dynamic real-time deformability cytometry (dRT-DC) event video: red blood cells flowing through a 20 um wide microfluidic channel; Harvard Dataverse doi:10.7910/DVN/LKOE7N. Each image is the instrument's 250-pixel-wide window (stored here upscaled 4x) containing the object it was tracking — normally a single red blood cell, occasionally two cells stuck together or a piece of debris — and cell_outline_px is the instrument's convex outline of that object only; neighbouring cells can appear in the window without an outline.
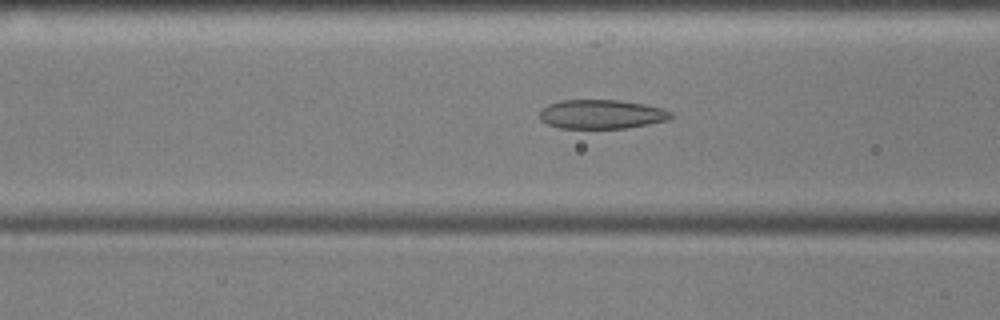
{"species": "common noctule bat (a hibernating species)", "species_latin": "Nyctalus noctula", "temperature_condition": "cold", "stored_images_in_passage": 54, "camera_frame_rate_fps": 3000, "um_per_image_px": 0.085, "animal": {"sex": "male", "body_mass_g": 17.9, "forearm_length_mm": 54.2}, "frame": {"image": 1, "passage_image": 19, "time_ms": 6.0, "image_size_px": [1000, 320], "cell_outline_px": [[672, 116], [668, 120], [628, 128], [560, 128], [548, 124], [540, 120], [540, 112], [548, 104], [560, 100], [620, 100], [644, 104], [664, 108], [672, 112]], "centroid_in_image_um": [51.15, 9.71], "position_along_channel_um": 115.4, "area_um2": 22.31}}
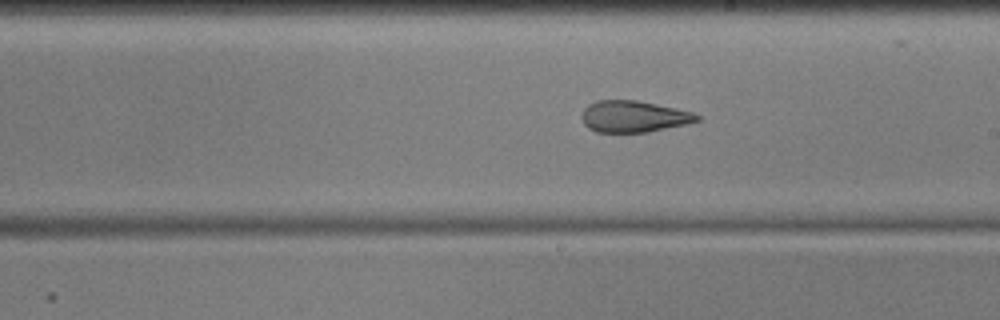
{"frame": {"image": 2, "passage_image": 29, "time_ms": 9.333, "image_size_px": [1000, 320], "cell_outline_px": [[700, 120], [688, 124], [648, 132], [596, 132], [588, 128], [584, 124], [580, 116], [584, 108], [588, 104], [596, 100], [636, 100], [676, 108], [692, 112], [700, 116]], "centroid_in_image_um": [53.84, 9.9], "position_along_channel_um": 235.2, "area_um2": 21.33}}
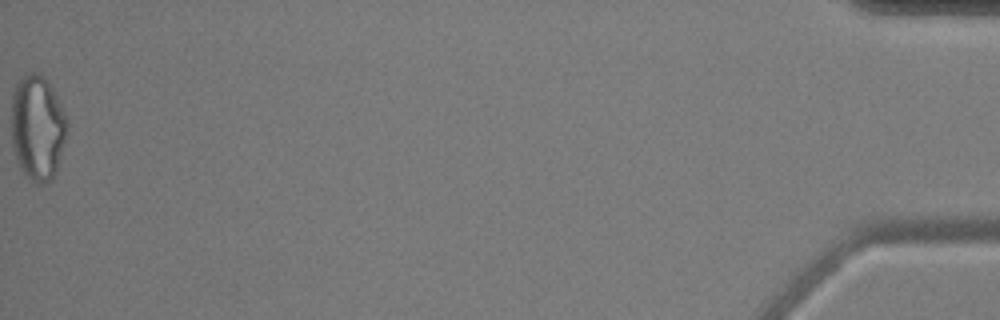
{"frame": {"image": 3, "passage_image": 54, "time_ms": 17.667, "image_size_px": [1000, 320], "cell_outline_px": [[68, 132], [56, 172], [52, 180], [40, 184], [36, 184], [24, 176], [16, 160], [12, 144], [12, 92], [16, 84], [28, 72], [36, 72], [44, 76], [56, 96], [68, 120]], "centroid_in_image_um": [3.19, 10.89], "position_along_channel_um": 432.0, "area_um2": 34.51}, "authors_computed_cell_mechanics": {"area_um2": 24.6228, "velocity_mm_per_s": 3.5806, "shape_relaxation_time_tau1_ms": null, "shape_relaxation_time_tau2_ms": 2.8277, "deformation_change_tau1": null, "deformation_change_tau2": 0.1131}}